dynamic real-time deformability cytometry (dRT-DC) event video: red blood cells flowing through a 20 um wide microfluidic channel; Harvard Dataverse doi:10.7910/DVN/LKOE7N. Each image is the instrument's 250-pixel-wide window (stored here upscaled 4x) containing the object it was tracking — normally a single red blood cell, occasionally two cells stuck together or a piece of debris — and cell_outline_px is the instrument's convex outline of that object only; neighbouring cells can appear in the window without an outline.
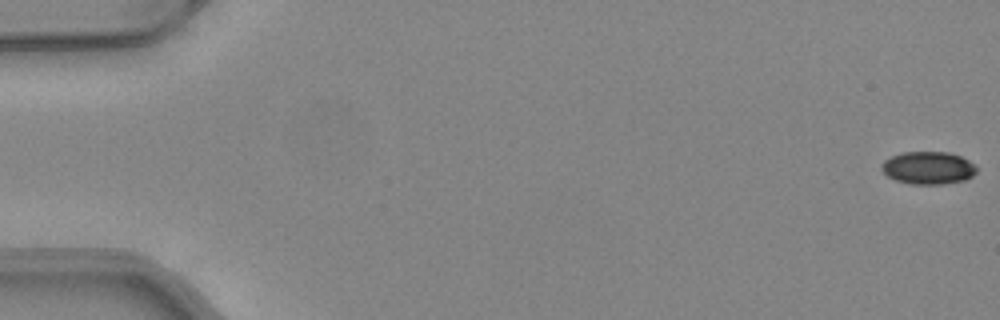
{"species": "common noctule bat (a hibernating species)", "species_latin": "Nyctalus noctula", "temperature_condition": "warm", "stored_images_in_passage": 51, "camera_frame_rate_fps": 3000, "um_per_image_px": 0.085, "animal": {"sex": "female", "body_mass_g": 24.6, "forearm_length_mm": 56.2}, "frame": {"image": 1, "passage_image": 1, "time_ms": 0.0, "image_size_px": [1000, 320], "cell_outline_px": [[976, 172], [972, 176], [964, 180], [944, 184], [912, 184], [896, 180], [888, 176], [880, 168], [880, 164], [884, 160], [892, 156], [904, 152], [948, 152], [960, 156], [976, 164]], "centroid_in_image_um": [78.9, 14.27], "position_along_channel_um": 6.1, "area_um2": 18.09}}
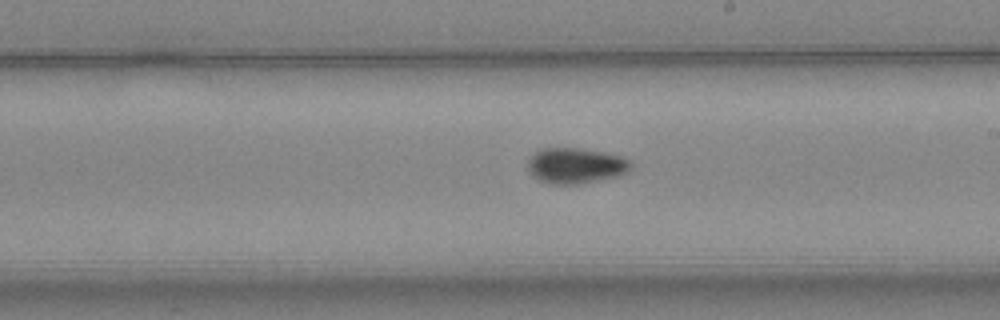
{"frame": {"image": 2, "passage_image": 30, "time_ms": 9.667, "image_size_px": [1000, 320], "cell_outline_px": [[632, 168], [628, 172], [620, 176], [580, 184], [548, 184], [532, 176], [528, 172], [528, 160], [536, 152], [544, 148], [576, 148], [600, 152], [620, 156], [628, 160], [632, 164]], "centroid_in_image_um": [48.93, 14.1], "position_along_channel_um": 240.1, "area_um2": 21.39}}
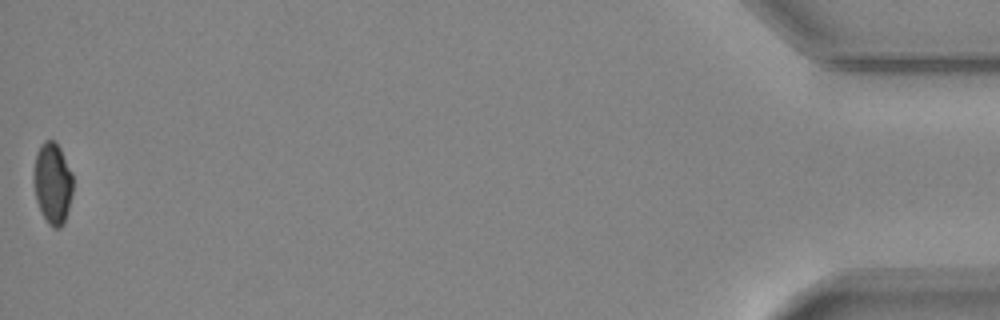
{"frame": {"image": 3, "passage_image": 51, "time_ms": 16.667, "image_size_px": [1000, 320], "cell_outline_px": [[72, 192], [64, 224], [60, 228], [52, 228], [48, 224], [36, 200], [32, 180], [36, 152], [40, 144], [44, 140], [56, 140], [72, 172]], "centroid_in_image_um": [4.45, 15.55], "position_along_channel_um": 430.8, "area_um2": 18.79}}